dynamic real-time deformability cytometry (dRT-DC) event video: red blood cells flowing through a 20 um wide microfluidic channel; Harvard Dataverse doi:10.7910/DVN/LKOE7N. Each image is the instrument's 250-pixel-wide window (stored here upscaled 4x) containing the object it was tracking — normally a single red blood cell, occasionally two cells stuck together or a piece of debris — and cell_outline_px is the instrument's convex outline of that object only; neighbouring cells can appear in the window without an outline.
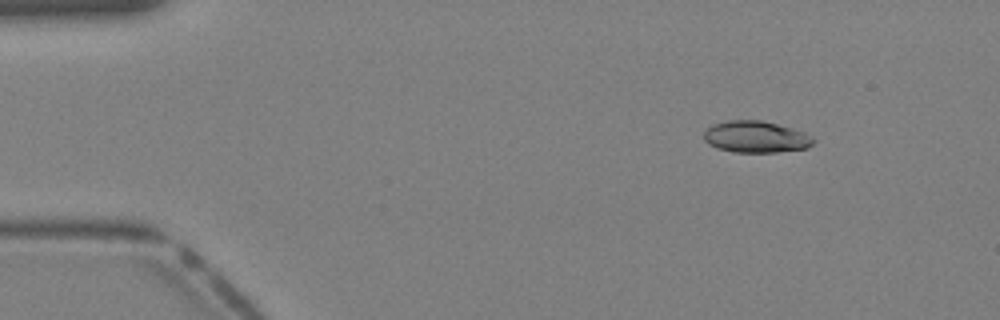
{"species": "Egyptian fruit bat (a non-hibernating species)", "species_latin": "Rousettus aegyptiacus", "temperature_condition": "warm", "stored_images_in_passage": 36, "camera_frame_rate_fps": 3000, "um_per_image_px": 0.085, "animal": {"sex": "female"}, "frame": {"image": 1, "passage_image": 1, "time_ms": 0.0, "image_size_px": [1000, 320], "cell_outline_px": [[816, 140], [808, 148], [776, 152], [732, 152], [716, 148], [708, 144], [704, 140], [704, 132], [712, 124], [728, 120], [764, 120], [792, 128], [804, 132]], "centroid_in_image_um": [64.23, 11.63], "position_along_channel_um": 20.8, "area_um2": 20.35}}
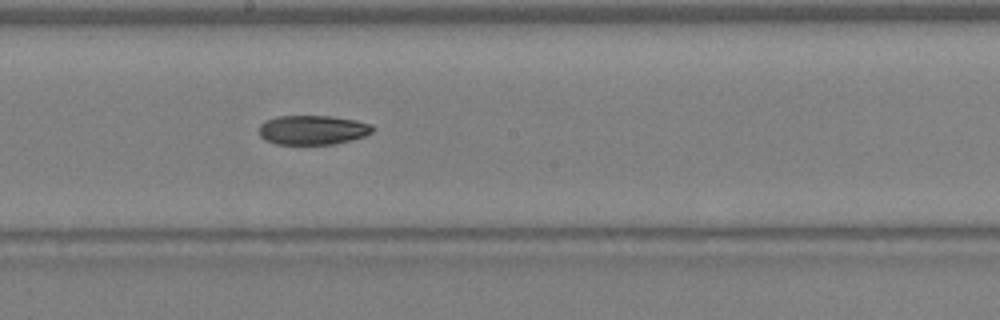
{"frame": {"image": 2, "passage_image": 18, "time_ms": 5.667, "image_size_px": [1000, 320], "cell_outline_px": [[372, 132], [364, 136], [352, 140], [332, 144], [276, 144], [264, 140], [260, 136], [260, 124], [276, 116], [332, 116], [356, 120], [372, 124]], "centroid_in_image_um": [26.58, 11.04], "position_along_channel_um": 221.6, "area_um2": 19.42}}
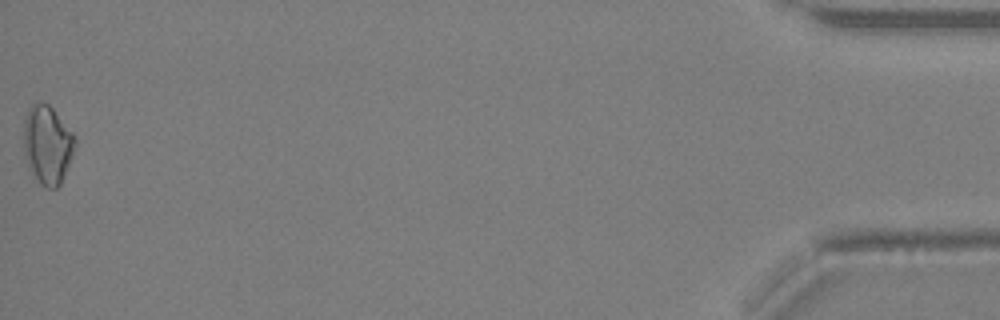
{"frame": {"image": 3, "passage_image": 36, "time_ms": 11.667, "image_size_px": [1000, 320], "cell_outline_px": [[76, 144], [72, 156], [60, 184], [56, 188], [44, 188], [36, 180], [28, 168], [24, 156], [24, 116], [28, 108], [36, 100], [40, 100], [48, 104], [52, 108], [76, 136]], "centroid_in_image_um": [4.01, 12.28], "position_along_channel_um": 431.2, "area_um2": 23.87}}